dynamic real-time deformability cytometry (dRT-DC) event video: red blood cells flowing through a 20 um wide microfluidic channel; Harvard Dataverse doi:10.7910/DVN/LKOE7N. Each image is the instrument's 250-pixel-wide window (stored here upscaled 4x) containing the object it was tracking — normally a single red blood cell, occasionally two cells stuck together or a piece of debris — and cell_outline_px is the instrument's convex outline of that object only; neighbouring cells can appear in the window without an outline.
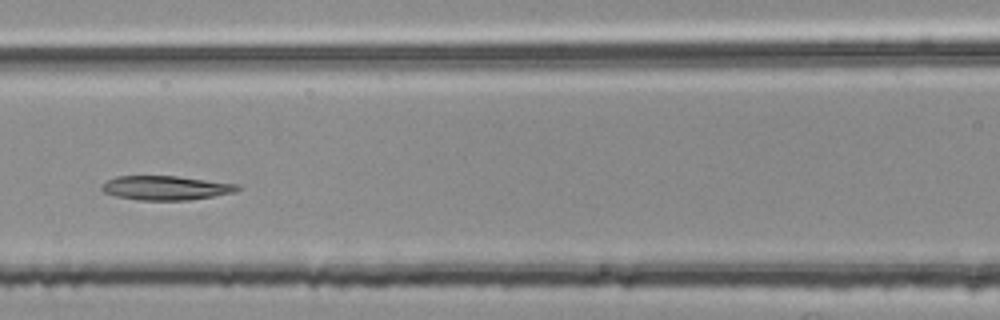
{"species": "common noctule bat (a hibernating species)", "species_latin": "Nyctalus noctula", "temperature_condition": "room temperature", "stored_images_in_passage": 4, "camera_frame_rate_fps": 3000, "um_per_image_px": 0.085, "animal": {"sex": "female", "body_mass_g": 25.1}, "frame": {"image": 1, "passage_image": 4, "time_ms": 1.0, "image_size_px": [1000, 320], "cell_outline_px": [[244, 188], [236, 192], [188, 200], [136, 200], [116, 196], [100, 192], [100, 184], [116, 176], [176, 176], [240, 184]], "centroid_in_image_um": [14.08, 15.97], "position_along_channel_um": 152.5, "area_um2": 19.42}}